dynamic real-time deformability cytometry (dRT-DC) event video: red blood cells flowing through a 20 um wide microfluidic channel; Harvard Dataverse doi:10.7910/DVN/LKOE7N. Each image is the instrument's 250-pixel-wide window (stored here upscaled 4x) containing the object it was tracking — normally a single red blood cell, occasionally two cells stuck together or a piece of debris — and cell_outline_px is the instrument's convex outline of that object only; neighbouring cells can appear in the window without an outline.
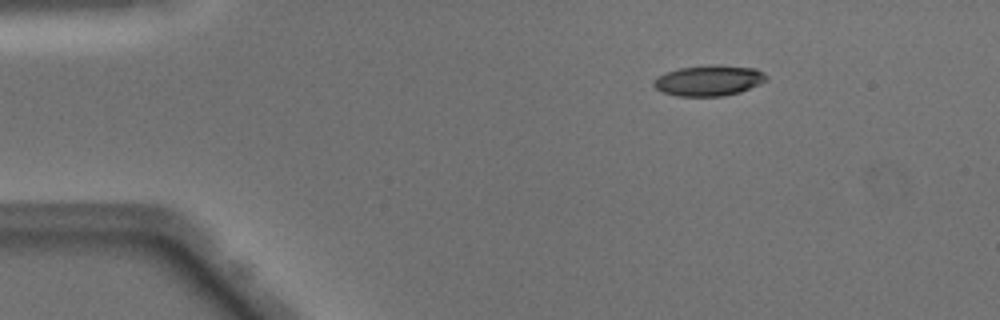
{"species": "Egyptian fruit bat (a non-hibernating species)", "species_latin": "Rousettus aegyptiacus", "temperature_condition": "warm", "stored_images_in_passage": 43, "camera_frame_rate_fps": 3000, "um_per_image_px": 0.085, "animal": {"sex": "male"}, "frame": {"image": 1, "passage_image": 1, "time_ms": 0.0, "image_size_px": [1000, 320], "cell_outline_px": [[768, 80], [760, 84], [740, 92], [724, 96], [676, 96], [660, 92], [652, 84], [660, 76], [668, 72], [680, 68], [756, 68], [768, 76]], "centroid_in_image_um": [60.26, 6.92], "position_along_channel_um": 24.7, "area_um2": 19.02}}
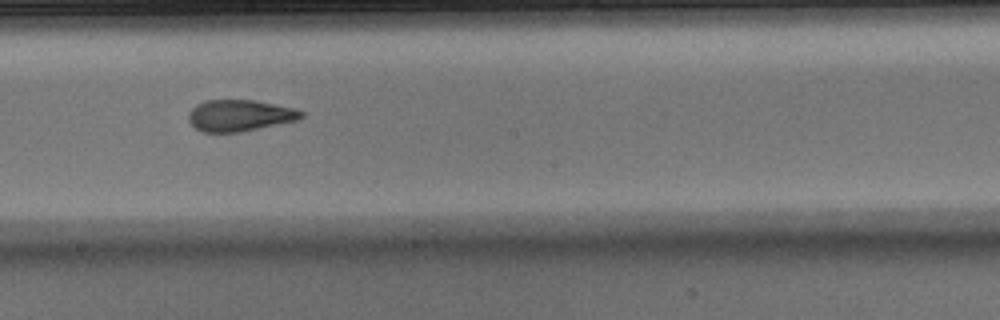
{"frame": {"image": 2, "passage_image": 21, "time_ms": 6.667, "image_size_px": [1000, 320], "cell_outline_px": [[304, 116], [300, 120], [240, 132], [204, 132], [196, 128], [188, 120], [188, 112], [196, 104], [204, 100], [256, 100], [296, 108], [304, 112]], "centroid_in_image_um": [20.41, 9.81], "position_along_channel_um": 227.8, "area_um2": 20.92}}
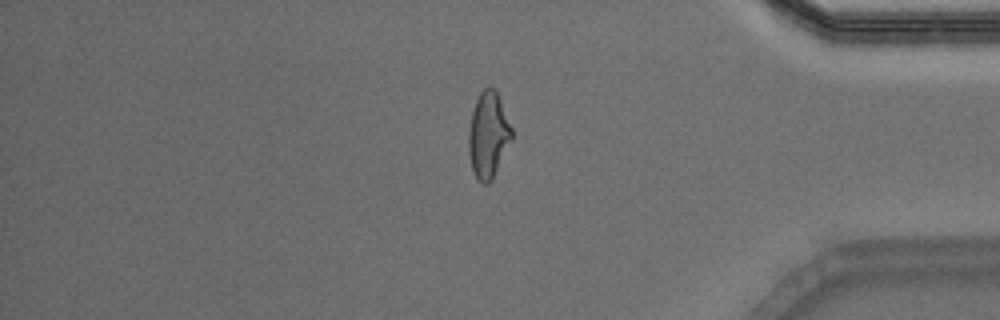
{"frame": {"image": 3, "passage_image": 35, "time_ms": 11.333, "image_size_px": [1000, 320], "cell_outline_px": [[512, 140], [492, 180], [488, 184], [480, 184], [476, 180], [472, 168], [468, 152], [468, 132], [472, 112], [476, 100], [480, 92], [484, 88], [496, 88], [512, 128]], "centroid_in_image_um": [41.5, 11.5], "position_along_channel_um": 393.7, "area_um2": 21.85}, "authors_computed_cell_mechanics": {"area_um2": 21.2126, "velocity_mm_per_s": 4.1014, "shape_relaxation_time_tau1_ms": 7.392, "shape_relaxation_time_tau2_ms": 1.6686, "deformation_change_tau1": 0.2385, "deformation_change_tau2": 0.0976}}